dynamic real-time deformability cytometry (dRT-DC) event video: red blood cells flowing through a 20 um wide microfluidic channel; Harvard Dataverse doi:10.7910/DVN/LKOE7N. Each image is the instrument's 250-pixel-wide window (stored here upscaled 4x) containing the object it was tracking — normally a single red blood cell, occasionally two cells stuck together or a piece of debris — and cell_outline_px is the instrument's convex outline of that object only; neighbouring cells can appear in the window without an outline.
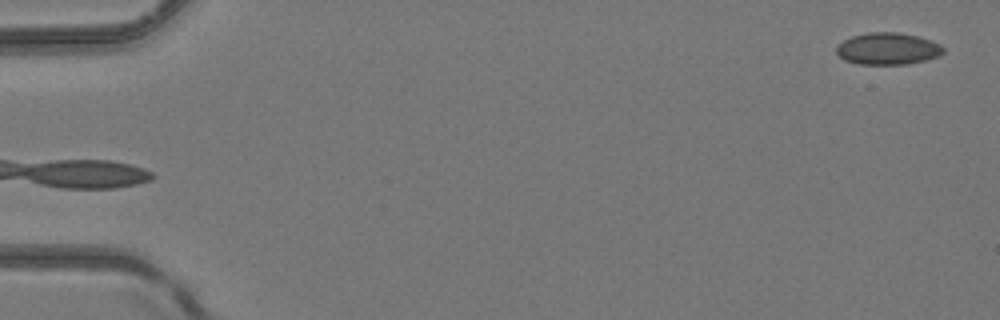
{"species": "common noctule bat (a hibernating species)", "species_latin": "Nyctalus noctula", "temperature_condition": "room temperature", "stored_images_in_passage": 3, "camera_frame_rate_fps": 3000, "um_per_image_px": 0.085, "animal": {"sex": "female", "body_mass_g": 24.6, "forearm_length_mm": 56.2}, "frame": {"image": 1, "passage_image": 3, "time_ms": 3.333, "image_size_px": [1000, 320], "cell_outline_px": [[944, 52], [940, 56], [908, 64], [860, 64], [844, 60], [836, 52], [836, 48], [844, 40], [852, 36], [868, 32], [900, 32], [916, 36], [940, 44], [944, 48]], "centroid_in_image_um": [75.47, 4.14], "position_along_channel_um": 9.5, "area_um2": 19.77}}